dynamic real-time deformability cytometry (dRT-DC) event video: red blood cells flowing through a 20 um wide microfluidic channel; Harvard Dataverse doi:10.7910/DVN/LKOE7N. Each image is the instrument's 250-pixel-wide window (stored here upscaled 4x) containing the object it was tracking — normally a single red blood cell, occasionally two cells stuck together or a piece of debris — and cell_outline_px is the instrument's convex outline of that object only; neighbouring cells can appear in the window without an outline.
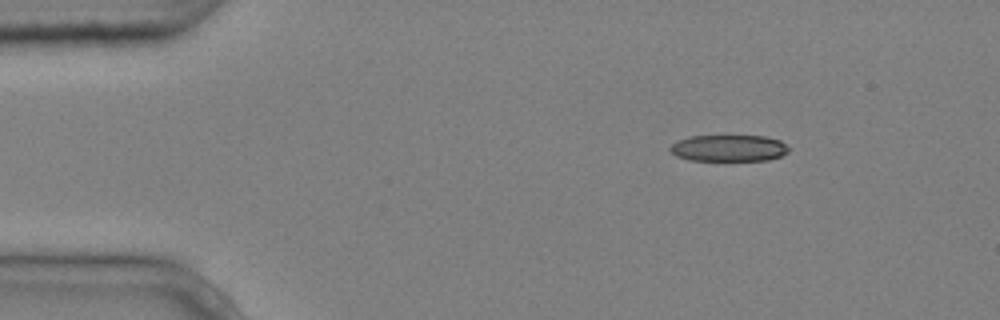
{"species": "common noctule bat (a hibernating species)", "species_latin": "Nyctalus noctula", "temperature_condition": "cold", "stored_images_in_passage": 3, "camera_frame_rate_fps": 3000, "um_per_image_px": 0.085, "animal": {"sex": "male", "body_mass_g": 20.4}, "frame": {"image": 1, "passage_image": 1, "time_ms": 0.0, "image_size_px": [1000, 320], "cell_outline_px": [[788, 152], [780, 156], [768, 160], [692, 160], [676, 156], [668, 148], [672, 144], [688, 136], [764, 136], [780, 140], [788, 148]], "centroid_in_image_um": [61.94, 12.59], "position_along_channel_um": 23.1, "area_um2": 18.15}}